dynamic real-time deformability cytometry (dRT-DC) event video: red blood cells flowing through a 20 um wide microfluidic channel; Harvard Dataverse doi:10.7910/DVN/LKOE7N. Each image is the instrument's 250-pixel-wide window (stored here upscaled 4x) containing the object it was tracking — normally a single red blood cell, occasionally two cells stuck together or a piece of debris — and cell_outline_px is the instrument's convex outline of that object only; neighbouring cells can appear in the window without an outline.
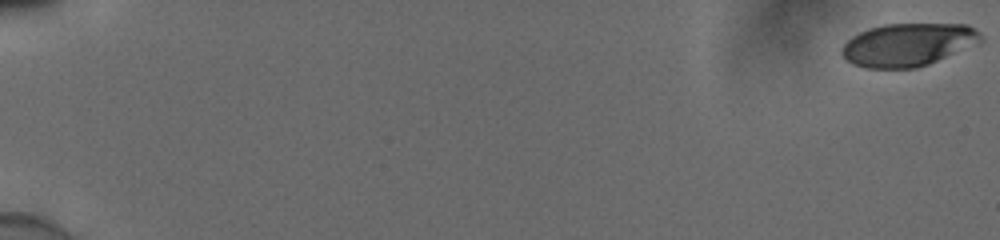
{"species": "human", "species_latin": "Homo sapiens", "temperature_condition": "cold", "stored_images_in_passage": 56, "camera_frame_rate_fps": 3000, "um_per_image_px": 0.085, "donor": {"sex": "male"}, "frame": {"image": 1, "passage_image": 1, "time_ms": 0.0, "image_size_px": [1000, 240], "cell_outline_px": [[984, 40], [980, 44], [928, 64], [916, 68], [868, 68], [852, 64], [840, 52], [840, 48], [852, 36], [868, 28], [884, 24], [968, 24], [980, 32]], "centroid_in_image_um": [77.23, 3.79], "position_along_channel_um": 7.8, "area_um2": 35.08}}
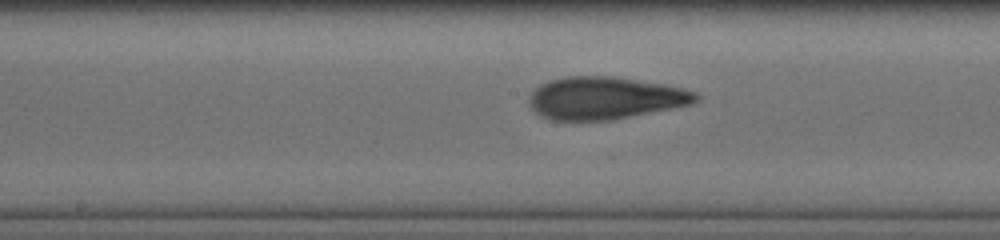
{"frame": {"image": 2, "passage_image": 32, "time_ms": 10.333, "image_size_px": [1000, 240], "cell_outline_px": [[700, 96], [692, 104], [612, 120], [552, 120], [540, 116], [528, 104], [528, 96], [540, 84], [548, 80], [568, 76], [612, 76], [664, 84], [696, 92]], "centroid_in_image_um": [51.38, 8.33], "position_along_channel_um": 196.8, "area_um2": 41.21}}
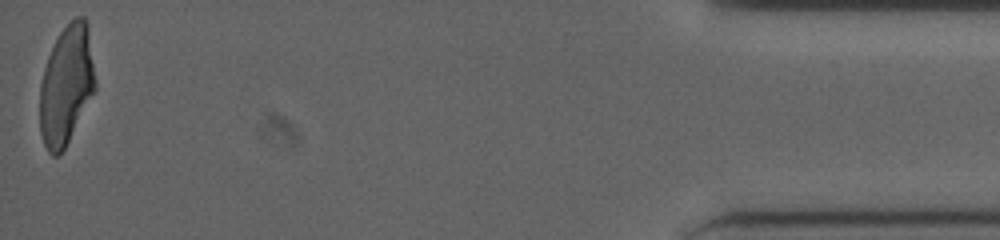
{"frame": {"image": 3, "passage_image": 56, "time_ms": 18.333, "image_size_px": [1000, 240], "cell_outline_px": [[96, 88], [64, 148], [56, 156], [52, 156], [48, 152], [44, 144], [40, 132], [40, 84], [44, 68], [48, 56], [60, 32], [76, 16], [84, 16], [88, 24], [96, 80]], "centroid_in_image_um": [5.64, 7.21], "position_along_channel_um": 429.6, "area_um2": 38.21}, "authors_computed_cell_mechanics": {"area_um2": 39.304, "velocity_mm_per_s": 3.8859, "shape_relaxation_time_tau1_ms": 5.5673, "shape_relaxation_time_tau2_ms": 1.3172, "deformation_change_tau1": 0.19, "deformation_change_tau2": 0.0885}}